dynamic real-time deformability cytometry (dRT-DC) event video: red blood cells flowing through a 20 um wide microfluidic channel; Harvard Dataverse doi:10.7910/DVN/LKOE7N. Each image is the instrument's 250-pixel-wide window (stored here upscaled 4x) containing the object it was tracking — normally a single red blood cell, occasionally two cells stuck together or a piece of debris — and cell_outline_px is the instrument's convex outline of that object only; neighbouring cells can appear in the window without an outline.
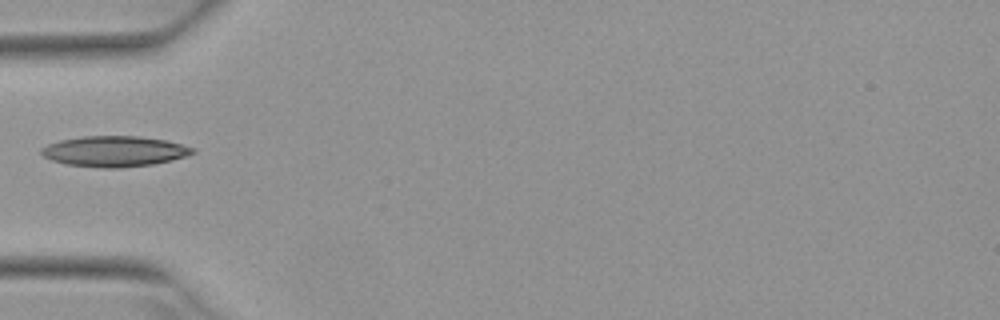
{"species": "Egyptian fruit bat (a non-hibernating species)", "species_latin": "Rousettus aegyptiacus", "temperature_condition": "warm", "stored_images_in_passage": 5, "camera_frame_rate_fps": 3000, "um_per_image_px": 0.085, "animal": {"sex": "female"}, "frame": {"image": 1, "passage_image": 5, "time_ms": 1.333, "image_size_px": [1000, 320], "cell_outline_px": [[196, 152], [172, 160], [152, 164], [120, 168], [104, 168], [68, 164], [52, 160], [44, 156], [40, 152], [40, 148], [48, 144], [60, 140], [84, 136], [140, 136], [164, 140], [196, 148]], "centroid_in_image_um": [9.72, 12.86], "position_along_channel_um": 75.3, "area_um2": 26.82}}